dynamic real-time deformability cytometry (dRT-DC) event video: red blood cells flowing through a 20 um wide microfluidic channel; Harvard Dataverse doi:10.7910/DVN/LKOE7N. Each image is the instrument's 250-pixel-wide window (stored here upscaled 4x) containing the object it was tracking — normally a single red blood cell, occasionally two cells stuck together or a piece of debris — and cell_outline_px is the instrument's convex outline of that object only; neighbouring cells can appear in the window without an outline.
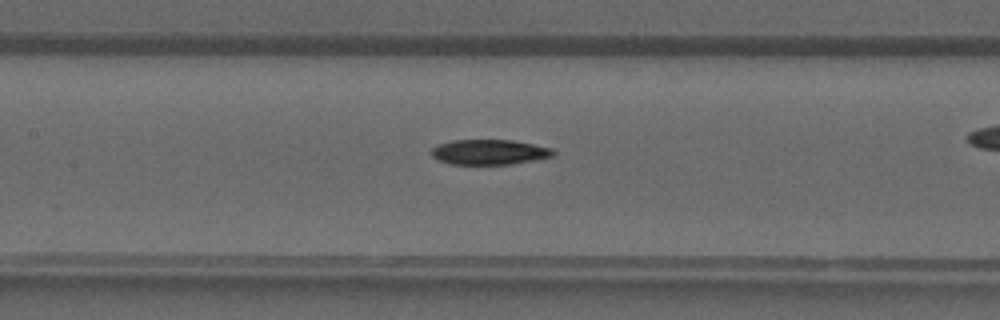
{"species": "common noctule bat (a hibernating species)", "species_latin": "Nyctalus noctula", "temperature_condition": "warm", "stored_images_in_passage": 31, "camera_frame_rate_fps": 3000, "um_per_image_px": 0.085, "animal": {"sex": "male", "forearm_length_mm": 52.5}, "frame": {"image": 1, "passage_image": 18, "time_ms": 5.667, "image_size_px": [1000, 320], "cell_outline_px": [[556, 152], [552, 156], [512, 164], [452, 164], [440, 160], [432, 156], [432, 148], [440, 144], [452, 140], [512, 140], [552, 148]], "centroid_in_image_um": [41.6, 12.92], "position_along_channel_um": 165.8, "area_um2": 17.57}}